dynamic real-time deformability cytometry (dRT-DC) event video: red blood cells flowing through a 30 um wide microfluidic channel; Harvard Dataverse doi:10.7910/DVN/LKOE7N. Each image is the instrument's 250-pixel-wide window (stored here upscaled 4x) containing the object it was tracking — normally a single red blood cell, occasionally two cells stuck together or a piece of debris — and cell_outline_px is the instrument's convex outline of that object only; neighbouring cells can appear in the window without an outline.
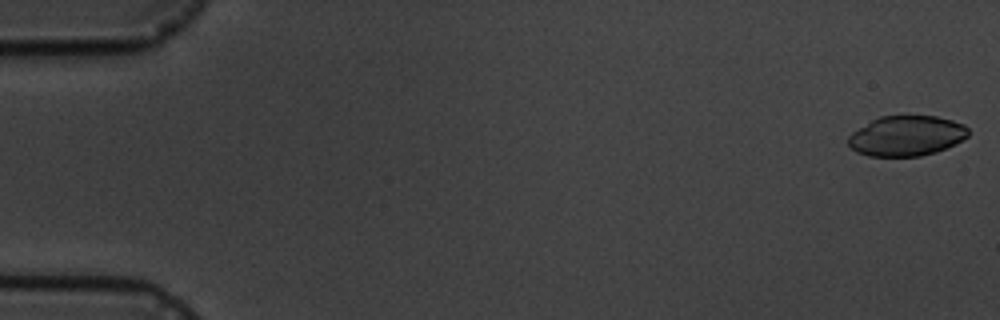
{"species": "common noctule bat (a hibernating species)", "species_latin": "Nyctalus noctula", "temperature_condition": "cold", "stored_images_in_passage": 7, "camera_frame_rate_fps": 3000, "um_per_image_px": 0.085, "animal": {"sex": "male", "body_mass_g": 19.5, "forearm_length_mm": 54.6}, "frame": {"image": 1, "passage_image": 1, "time_ms": 0.0, "image_size_px": [1000, 320], "cell_outline_px": [[968, 136], [936, 152], [920, 156], [868, 156], [856, 152], [848, 144], [848, 136], [852, 132], [872, 120], [880, 116], [936, 116], [952, 120], [964, 124], [968, 128]], "centroid_in_image_um": [77.02, 11.54], "position_along_channel_um": 8.0, "area_um2": 27.92}}